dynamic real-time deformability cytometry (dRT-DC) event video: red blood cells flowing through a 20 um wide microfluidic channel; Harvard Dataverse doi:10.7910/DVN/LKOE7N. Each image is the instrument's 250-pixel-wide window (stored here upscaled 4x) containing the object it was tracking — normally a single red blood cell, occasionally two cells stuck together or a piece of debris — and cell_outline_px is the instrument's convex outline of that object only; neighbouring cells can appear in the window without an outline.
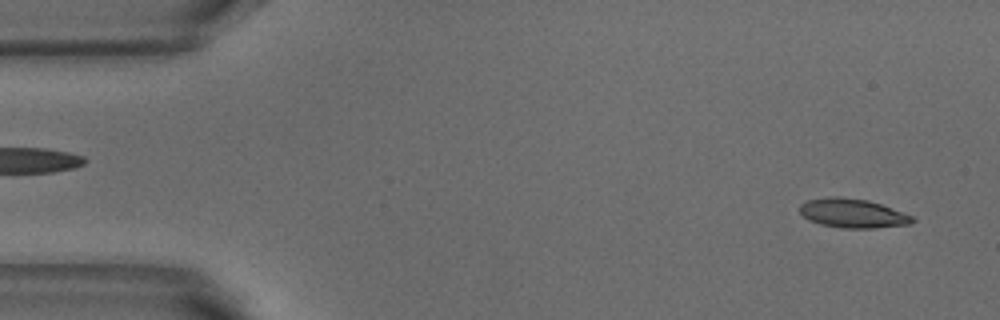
{"species": "common noctule bat (a hibernating species)", "species_latin": "Nyctalus noctula", "temperature_condition": "warm", "stored_images_in_passage": 51, "camera_frame_rate_fps": 3000, "um_per_image_px": 0.085, "animal": {"sex": "male", "body_mass_g": 18.8}, "frame": {"image": 1, "passage_image": 2, "time_ms": 0.333, "image_size_px": [1000, 320], "cell_outline_px": [[916, 220], [908, 224], [876, 228], [840, 228], [820, 224], [808, 220], [800, 212], [800, 204], [808, 200], [832, 196], [840, 196], [868, 200], [880, 204], [912, 216]], "centroid_in_image_um": [72.44, 18.13], "position_along_channel_um": 12.6, "area_um2": 19.02}}
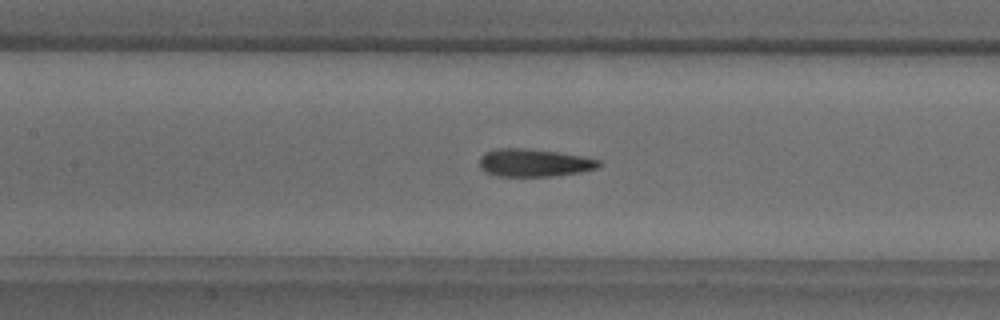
{"frame": {"image": 2, "passage_image": 22, "time_ms": 7.0, "image_size_px": [1000, 320], "cell_outline_px": [[600, 164], [596, 168], [580, 172], [552, 176], [496, 176], [484, 172], [480, 168], [480, 156], [484, 152], [496, 148], [528, 148], [560, 152], [600, 160]], "centroid_in_image_um": [45.33, 13.83], "position_along_channel_um": 162.1, "area_um2": 19.42}}
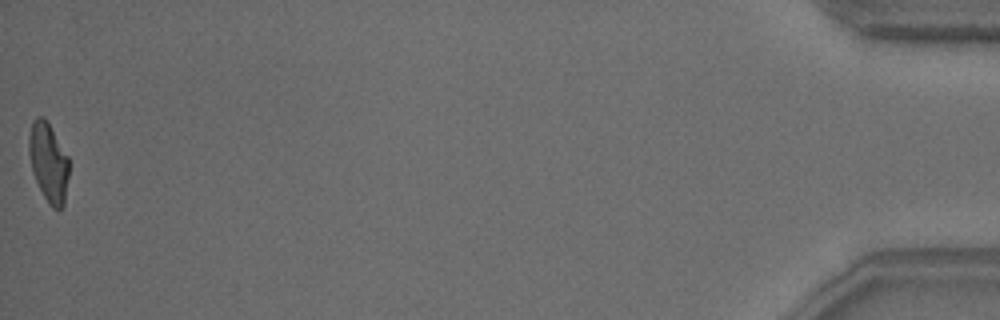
{"frame": {"image": 3, "passage_image": 51, "time_ms": 16.667, "image_size_px": [1000, 320], "cell_outline_px": [[68, 176], [64, 204], [60, 208], [52, 208], [48, 204], [32, 172], [28, 152], [28, 136], [32, 120], [36, 116], [44, 116], [68, 156]], "centroid_in_image_um": [4.09, 13.76], "position_along_channel_um": 431.1, "area_um2": 18.44}, "authors_computed_cell_mechanics": {"area_um2": 19.3052, "velocity_mm_per_s": 3.8293, "shape_relaxation_time_tau1_ms": 5.9341, "shape_relaxation_time_tau2_ms": 1.6783, "deformation_change_tau1": 0.2183, "deformation_change_tau2": 0.1085}}